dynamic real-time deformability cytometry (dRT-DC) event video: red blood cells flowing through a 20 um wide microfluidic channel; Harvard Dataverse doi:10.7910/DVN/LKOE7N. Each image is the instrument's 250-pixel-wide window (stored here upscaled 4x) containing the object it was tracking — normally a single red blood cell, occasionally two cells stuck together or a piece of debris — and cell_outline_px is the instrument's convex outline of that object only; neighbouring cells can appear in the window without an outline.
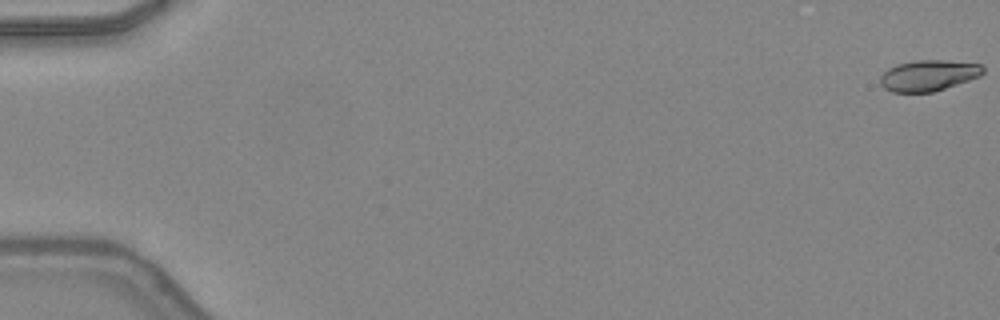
{"species": "common noctule bat (a hibernating species)", "species_latin": "Nyctalus noctula", "temperature_condition": "warm", "stored_images_in_passage": 12, "camera_frame_rate_fps": 3000, "um_per_image_px": 0.085, "animal": {"sex": "female", "body_mass_g": 24.6, "forearm_length_mm": 56.2}, "frame": {"image": 1, "passage_image": 1, "time_ms": 0.0, "image_size_px": [1000, 320], "cell_outline_px": [[984, 72], [980, 76], [932, 92], [892, 92], [884, 88], [880, 84], [880, 76], [888, 68], [896, 64], [916, 60], [944, 60], [980, 64], [984, 68]], "centroid_in_image_um": [78.89, 6.41], "position_along_channel_um": 6.1, "area_um2": 18.44}}